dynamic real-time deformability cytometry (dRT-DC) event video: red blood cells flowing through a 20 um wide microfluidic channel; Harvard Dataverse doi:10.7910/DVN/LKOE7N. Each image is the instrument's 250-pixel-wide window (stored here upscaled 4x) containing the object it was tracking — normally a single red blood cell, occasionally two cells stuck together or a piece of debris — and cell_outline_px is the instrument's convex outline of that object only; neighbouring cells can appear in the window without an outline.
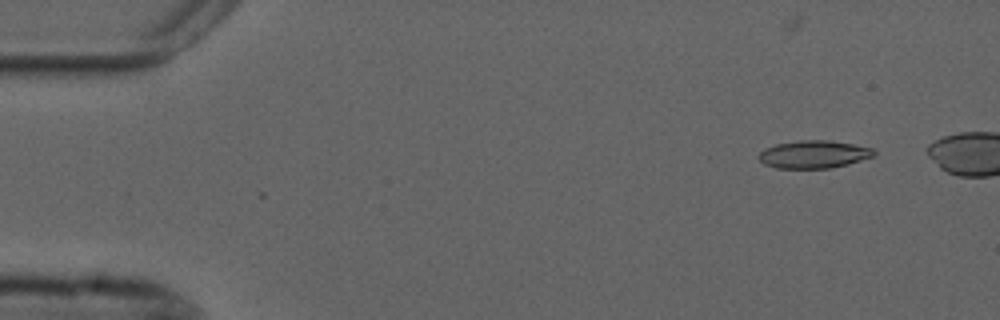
{"species": "common noctule bat (a hibernating species)", "species_latin": "Nyctalus noctula", "temperature_condition": "cold", "stored_images_in_passage": 44, "camera_frame_rate_fps": 3000, "um_per_image_px": 0.085, "animal": {"sex": "male", "forearm_length_mm": 52.5}, "frame": {"image": 1, "passage_image": 1, "time_ms": 0.0, "image_size_px": [1000, 320], "cell_outline_px": [[876, 156], [848, 164], [832, 168], [776, 168], [764, 164], [756, 156], [764, 148], [776, 144], [800, 140], [828, 140], [852, 144], [872, 148], [876, 152]], "centroid_in_image_um": [69.17, 13.12], "position_along_channel_um": 15.8, "area_um2": 18.73}}
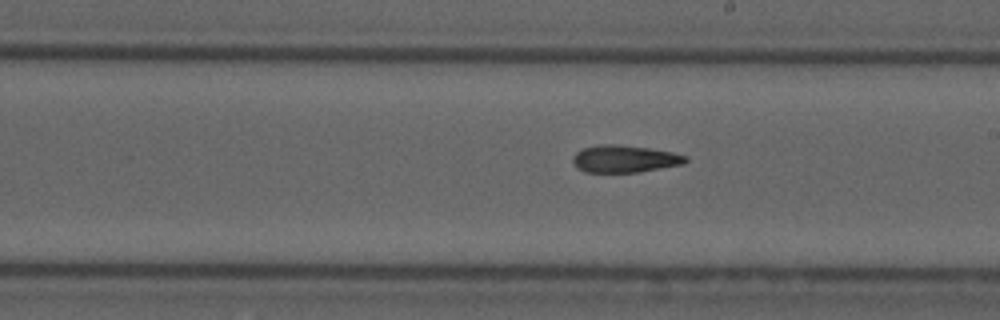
{"frame": {"image": 2, "passage_image": 27, "time_ms": 8.667, "image_size_px": [1000, 320], "cell_outline_px": [[688, 160], [684, 164], [636, 172], [584, 172], [576, 168], [572, 160], [572, 156], [576, 152], [584, 148], [600, 144], [616, 144], [648, 148], [672, 152], [688, 156]], "centroid_in_image_um": [53.07, 13.5], "position_along_channel_um": 235.9, "area_um2": 17.92}}
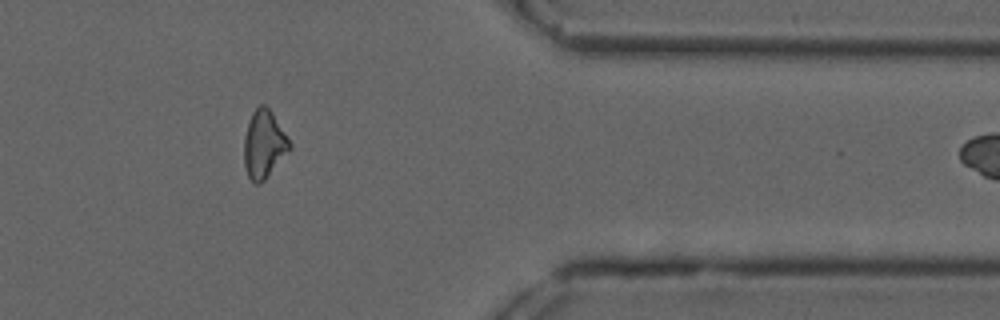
{"frame": {"image": 3, "passage_image": 41, "time_ms": 13.333, "image_size_px": [1000, 320], "cell_outline_px": [[292, 148], [264, 180], [260, 184], [252, 184], [248, 176], [244, 164], [244, 136], [252, 112], [260, 104], [264, 104], [272, 112], [292, 144]], "centroid_in_image_um": [22.43, 12.28], "position_along_channel_um": 389.0, "area_um2": 18.03}, "authors_computed_cell_mechanics": {"area_um2": 18.2648, "velocity_mm_per_s": 3.7257, "shape_relaxation_time_tau1_ms": null, "shape_relaxation_time_tau2_ms": 6.6496, "deformation_change_tau1": null, "deformation_change_tau2": 0.1684}}